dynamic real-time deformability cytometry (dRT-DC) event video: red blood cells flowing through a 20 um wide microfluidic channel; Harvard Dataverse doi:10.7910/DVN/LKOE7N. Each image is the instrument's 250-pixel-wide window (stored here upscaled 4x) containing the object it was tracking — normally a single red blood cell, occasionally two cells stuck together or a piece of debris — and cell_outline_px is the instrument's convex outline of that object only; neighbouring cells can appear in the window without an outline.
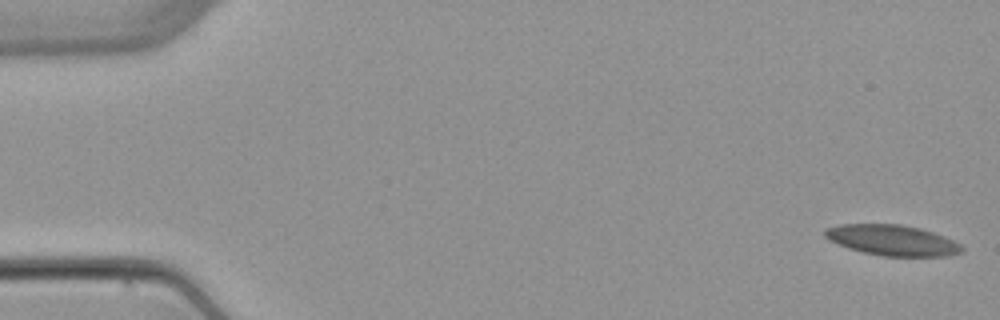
{"species": "common noctule bat (a hibernating species)", "species_latin": "Nyctalus noctula", "temperature_condition": "warm", "stored_images_in_passage": 5, "camera_frame_rate_fps": 3000, "um_per_image_px": 0.085, "animal": {"sex": "female", "body_mass_g": 22.7, "forearm_length_mm": 54.2}, "frame": {"image": 1, "passage_image": 1, "time_ms": 0.0, "image_size_px": [1000, 320], "cell_outline_px": [[964, 252], [952, 256], [884, 256], [864, 252], [848, 248], [824, 236], [824, 228], [840, 224], [900, 224], [920, 228], [944, 236], [960, 244], [964, 248]], "centroid_in_image_um": [75.88, 20.42], "position_along_channel_um": 9.1, "area_um2": 24.39}}
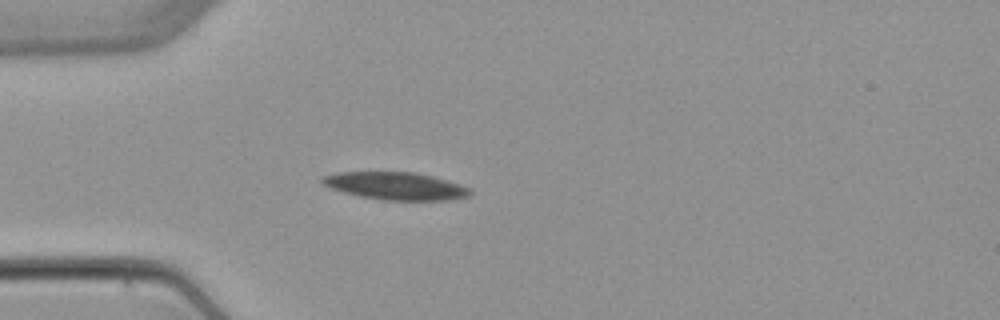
{"frame": {"image": 2, "passage_image": 5, "time_ms": 4.667, "image_size_px": [1000, 320], "cell_outline_px": [[472, 192], [468, 196], [452, 200], [384, 200], [360, 196], [344, 192], [332, 188], [324, 184], [320, 180], [324, 176], [336, 172], [412, 172], [432, 176], [460, 184], [472, 188]], "centroid_in_image_um": [33.67, 15.81], "position_along_channel_um": 51.3, "area_um2": 23.64}}